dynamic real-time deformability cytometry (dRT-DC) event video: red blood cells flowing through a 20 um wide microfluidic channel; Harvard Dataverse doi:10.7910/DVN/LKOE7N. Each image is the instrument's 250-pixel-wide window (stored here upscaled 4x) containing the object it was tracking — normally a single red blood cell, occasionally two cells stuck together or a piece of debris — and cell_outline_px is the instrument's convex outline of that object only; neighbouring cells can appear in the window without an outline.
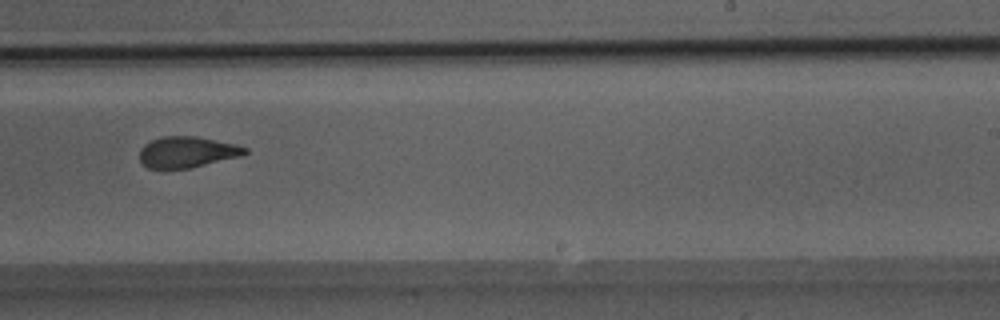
{"species": "Egyptian fruit bat (a non-hibernating species)", "species_latin": "Rousettus aegyptiacus", "temperature_condition": "room temperature", "stored_images_in_passage": 38, "camera_frame_rate_fps": 3000, "um_per_image_px": 0.085, "animal": {"sex": "male"}, "frame": {"image": 1, "passage_image": 19, "time_ms": 6.0, "image_size_px": [1000, 320], "cell_outline_px": [[248, 152], [244, 156], [192, 168], [148, 168], [140, 160], [140, 148], [144, 144], [152, 140], [164, 136], [196, 136], [236, 144], [248, 148]], "centroid_in_image_um": [15.96, 12.93], "position_along_channel_um": 273.0, "area_um2": 19.25}}
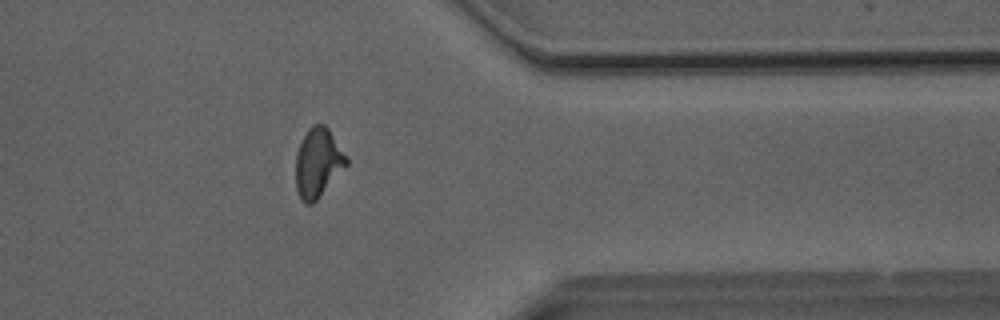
{"frame": {"image": 2, "passage_image": 28, "time_ms": 9.0, "image_size_px": [1000, 320], "cell_outline_px": [[348, 164], [316, 200], [312, 204], [304, 204], [300, 200], [296, 188], [296, 152], [308, 128], [312, 124], [324, 124], [328, 128], [348, 160]], "centroid_in_image_um": [27.0, 13.85], "position_along_channel_um": 384.4, "area_um2": 20.17}}
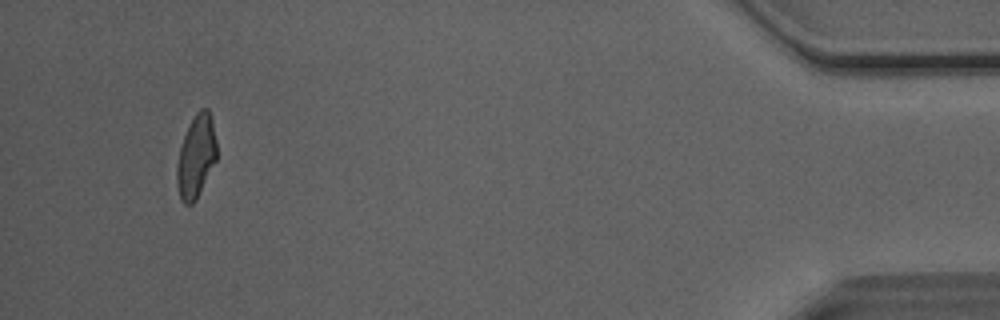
{"frame": {"image": 3, "passage_image": 35, "time_ms": 11.333, "image_size_px": [1000, 320], "cell_outline_px": [[216, 160], [196, 200], [192, 204], [184, 204], [180, 200], [176, 184], [176, 164], [180, 148], [184, 136], [196, 112], [200, 108], [208, 108], [212, 120], [216, 140]], "centroid_in_image_um": [16.65, 13.33], "position_along_channel_um": 418.5, "area_um2": 19.19}, "authors_computed_cell_mechanics": {"area_um2": 19.9121, "velocity_mm_per_s": 4.0999, "shape_relaxation_time_tau1_ms": 4.8526, "shape_relaxation_time_tau2_ms": 1.6659, "deformation_change_tau1": 0.1779, "deformation_change_tau2": 0.0938}}